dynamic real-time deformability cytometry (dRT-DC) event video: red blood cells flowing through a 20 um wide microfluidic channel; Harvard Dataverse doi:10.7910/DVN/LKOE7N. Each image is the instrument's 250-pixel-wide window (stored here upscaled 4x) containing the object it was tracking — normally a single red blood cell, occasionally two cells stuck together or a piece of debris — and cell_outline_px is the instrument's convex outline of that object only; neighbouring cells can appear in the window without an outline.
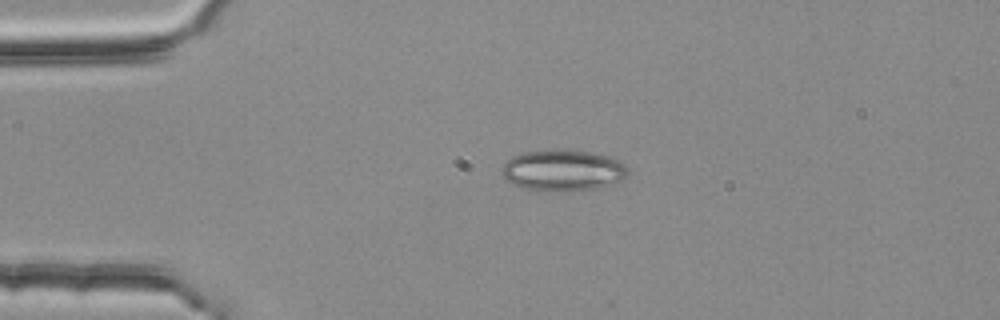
{"species": "common noctule bat (a hibernating species)", "species_latin": "Nyctalus noctula", "temperature_condition": "room temperature", "stored_images_in_passage": 2, "camera_frame_rate_fps": 3000, "um_per_image_px": 0.085, "animal": {"sex": "female", "body_mass_g": 25.1}, "frame": {"image": 1, "passage_image": 1, "time_ms": 0.0, "image_size_px": [1000, 320], "cell_outline_px": [[628, 176], [612, 184], [596, 188], [536, 192], [520, 188], [508, 180], [500, 172], [500, 168], [512, 156], [524, 152], [588, 152], [620, 160], [628, 168]], "centroid_in_image_um": [47.82, 14.53], "position_along_channel_um": 37.2, "area_um2": 29.54}}